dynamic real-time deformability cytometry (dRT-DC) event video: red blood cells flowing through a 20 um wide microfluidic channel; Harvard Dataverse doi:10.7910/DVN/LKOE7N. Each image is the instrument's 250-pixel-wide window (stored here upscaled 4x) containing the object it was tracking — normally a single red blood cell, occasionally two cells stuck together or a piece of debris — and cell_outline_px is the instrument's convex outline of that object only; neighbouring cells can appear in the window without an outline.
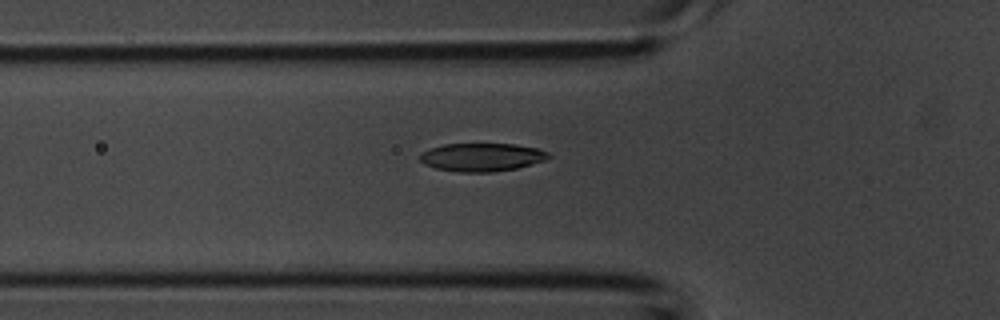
{"species": "common noctule bat (a hibernating species)", "species_latin": "Nyctalus noctula", "temperature_condition": "room temperature", "stored_images_in_passage": 27, "camera_frame_rate_fps": 3000, "um_per_image_px": 0.085, "animal": {"sex": "male", "body_mass_g": 20.1, "forearm_length_mm": 53.5}, "frame": {"image": 1, "passage_image": 3, "time_ms": 0.667, "image_size_px": [1000, 320], "cell_outline_px": [[552, 156], [544, 160], [516, 168], [492, 172], [460, 172], [436, 168], [424, 164], [420, 160], [420, 152], [428, 148], [444, 144], [516, 144], [536, 148], [548, 152]], "centroid_in_image_um": [40.92, 13.35], "position_along_channel_um": 84.9, "area_um2": 21.1}}
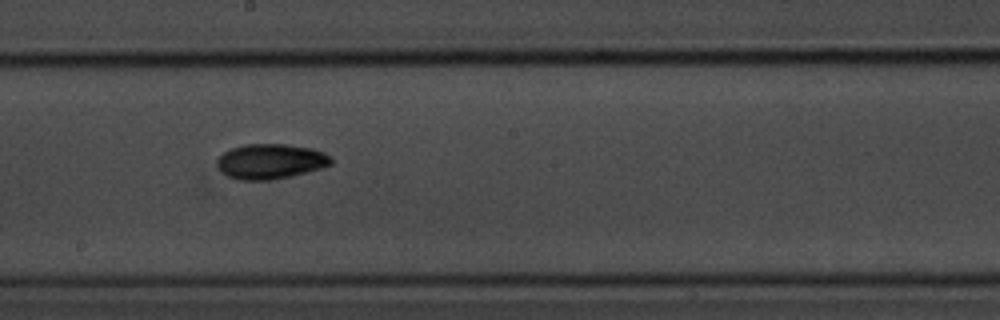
{"frame": {"image": 2, "passage_image": 12, "time_ms": 3.667, "image_size_px": [1000, 320], "cell_outline_px": [[332, 164], [308, 172], [292, 176], [272, 180], [236, 180], [228, 176], [216, 164], [216, 160], [224, 152], [232, 148], [244, 144], [284, 144], [312, 148], [324, 152], [332, 160]], "centroid_in_image_um": [22.99, 13.72], "position_along_channel_um": 225.2, "area_um2": 23.29}}
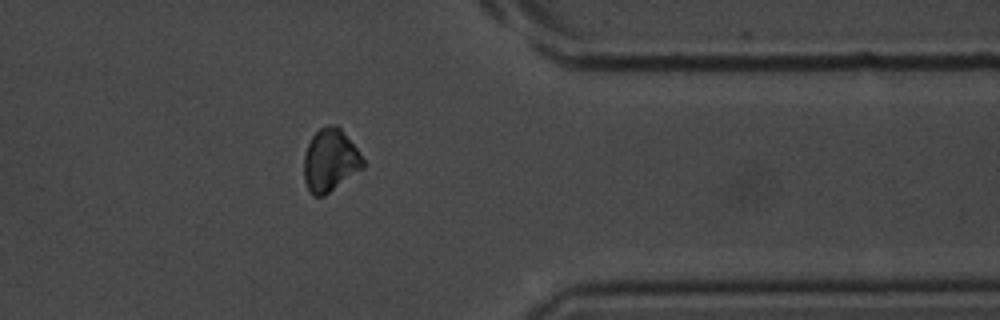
{"frame": {"image": 3, "passage_image": 23, "time_ms": 7.333, "image_size_px": [1000, 320], "cell_outline_px": [[364, 168], [324, 196], [312, 196], [308, 192], [304, 180], [304, 156], [308, 144], [312, 136], [320, 128], [328, 124], [336, 124], [340, 128], [356, 148], [364, 160]], "centroid_in_image_um": [28.05, 13.65], "position_along_channel_um": 383.4, "area_um2": 21.62}}